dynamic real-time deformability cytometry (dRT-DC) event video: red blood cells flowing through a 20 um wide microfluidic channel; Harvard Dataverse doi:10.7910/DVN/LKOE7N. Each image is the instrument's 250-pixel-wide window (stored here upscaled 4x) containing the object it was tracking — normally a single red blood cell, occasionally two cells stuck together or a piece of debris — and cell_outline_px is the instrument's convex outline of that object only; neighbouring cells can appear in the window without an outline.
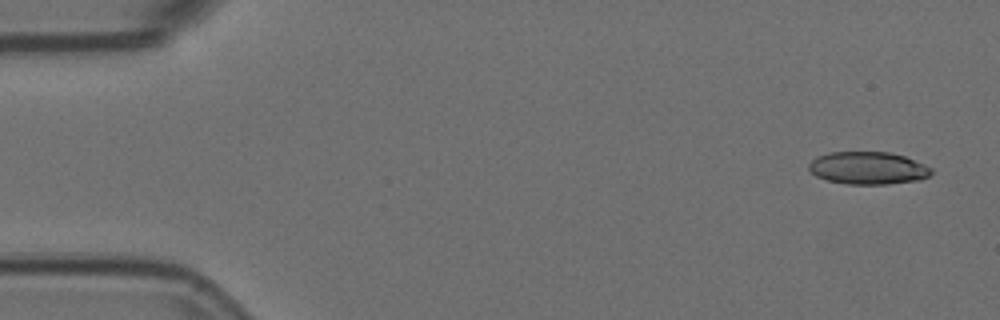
{"species": "Egyptian fruit bat (a non-hibernating species)", "species_latin": "Rousettus aegyptiacus", "temperature_condition": "room temperature", "stored_images_in_passage": 5, "camera_frame_rate_fps": 3000, "um_per_image_px": 0.085, "animal": {"sex": "female"}, "frame": {"image": 1, "passage_image": 1, "time_ms": 0.0, "image_size_px": [1000, 320], "cell_outline_px": [[932, 172], [928, 176], [920, 180], [888, 184], [848, 184], [828, 180], [816, 176], [808, 168], [808, 164], [816, 156], [828, 152], [888, 152], [904, 156], [924, 164], [932, 168]], "centroid_in_image_um": [73.77, 14.28], "position_along_channel_um": 11.2, "area_um2": 23.24}}
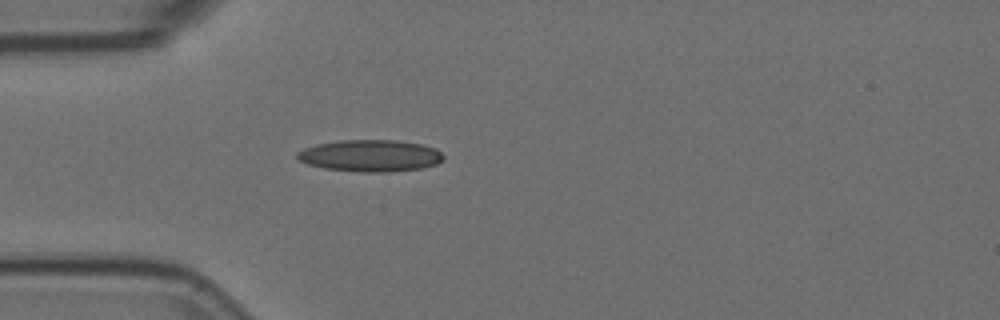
{"frame": {"image": 2, "passage_image": 4, "time_ms": 1.0, "image_size_px": [1000, 320], "cell_outline_px": [[444, 160], [436, 164], [420, 168], [388, 172], [364, 172], [324, 168], [308, 164], [296, 160], [296, 152], [304, 148], [316, 144], [340, 140], [396, 140], [420, 144], [436, 148], [444, 156]], "centroid_in_image_um": [31.45, 13.23], "position_along_channel_um": 53.5, "area_um2": 27.17}}